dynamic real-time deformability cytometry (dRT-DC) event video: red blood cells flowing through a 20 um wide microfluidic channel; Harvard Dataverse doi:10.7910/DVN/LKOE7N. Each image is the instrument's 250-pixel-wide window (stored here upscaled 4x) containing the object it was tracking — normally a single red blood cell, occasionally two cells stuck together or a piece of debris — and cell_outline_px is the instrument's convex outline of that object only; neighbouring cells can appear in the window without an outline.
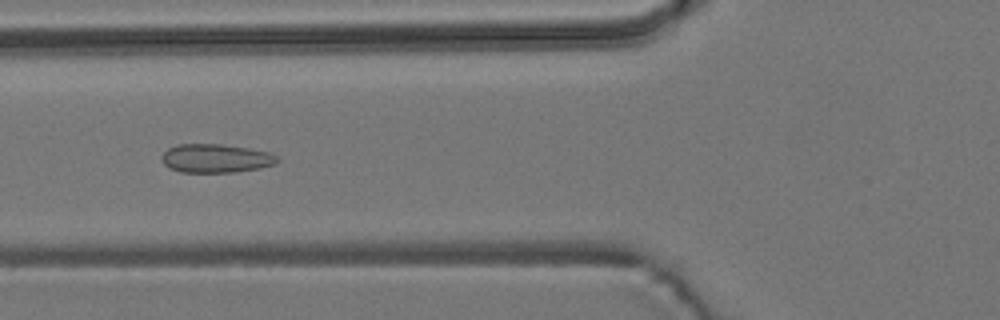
{"species": "common noctule bat (a hibernating species)", "species_latin": "Nyctalus noctula", "temperature_condition": "room temperature", "stored_images_in_passage": 7, "camera_frame_rate_fps": 3000, "um_per_image_px": 0.085, "animal": {"sex": "male", "body_mass_g": 19.2, "forearm_length_mm": 51.8}, "frame": {"image": 1, "passage_image": 5, "time_ms": 5.667, "image_size_px": [1000, 320], "cell_outline_px": [[280, 160], [276, 164], [260, 168], [236, 172], [180, 172], [168, 168], [160, 160], [160, 156], [168, 148], [176, 144], [224, 144], [248, 148], [268, 152], [276, 156]], "centroid_in_image_um": [18.31, 13.46], "position_along_channel_um": 107.5, "area_um2": 19.54}}
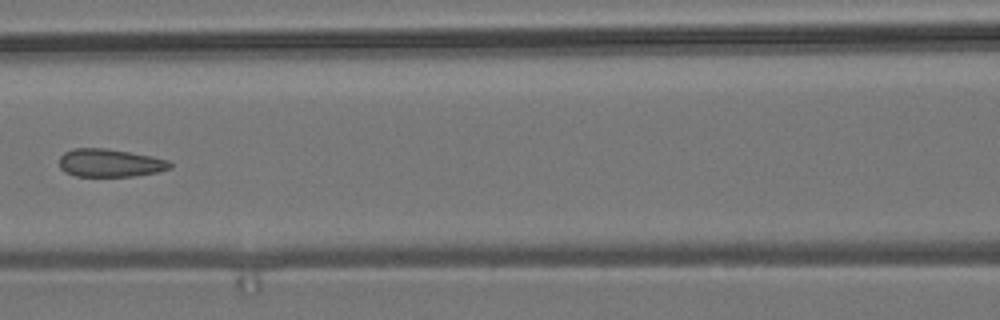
{"frame": {"image": 2, "passage_image": 6, "time_ms": 7.0, "image_size_px": [1000, 320], "cell_outline_px": [[172, 168], [156, 172], [132, 176], [76, 176], [64, 172], [60, 168], [60, 156], [64, 152], [72, 148], [104, 148], [152, 156], [168, 160], [172, 164]], "centroid_in_image_um": [9.33, 13.85], "position_along_channel_um": 157.3, "area_um2": 18.03}}
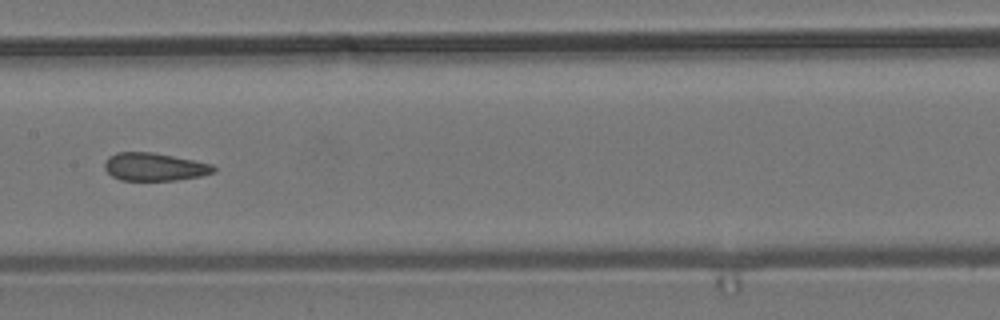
{"frame": {"image": 3, "passage_image": 7, "time_ms": 8.0, "image_size_px": [1000, 320], "cell_outline_px": [[216, 172], [200, 176], [176, 180], [120, 180], [112, 176], [104, 168], [104, 160], [108, 156], [116, 152], [152, 152], [212, 164], [216, 168]], "centroid_in_image_um": [13.09, 14.18], "position_along_channel_um": 194.3, "area_um2": 17.74}}